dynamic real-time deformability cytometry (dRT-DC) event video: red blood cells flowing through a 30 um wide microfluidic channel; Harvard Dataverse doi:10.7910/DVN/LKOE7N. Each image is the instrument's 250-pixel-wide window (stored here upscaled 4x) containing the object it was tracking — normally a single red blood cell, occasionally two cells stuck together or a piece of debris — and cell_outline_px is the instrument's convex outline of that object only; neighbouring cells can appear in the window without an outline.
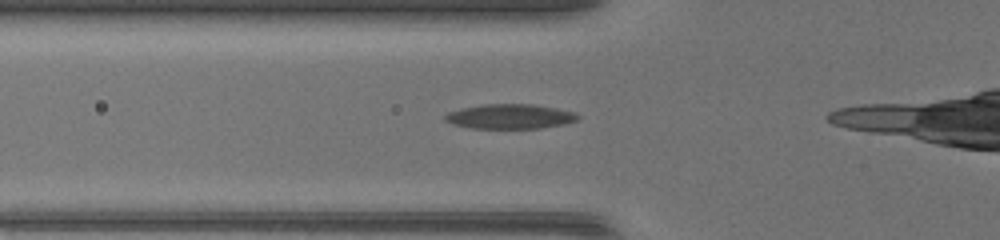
{"species": "common noctule bat (a hibernating species)", "species_latin": "Nyctalus noctula", "temperature_condition": "warm", "stored_images_in_passage": 15, "camera_frame_rate_fps": 3000, "um_per_image_px": 0.085, "animal": {"sex": "female", "body_mass_g": 17.0, "forearm_length_mm": 48.0}, "frame": {"image": 1, "passage_image": 8, "time_ms": 2.333, "image_size_px": [1000, 240], "cell_outline_px": [[580, 116], [576, 120], [560, 124], [540, 128], [476, 128], [456, 124], [444, 120], [444, 116], [448, 112], [464, 108], [484, 104], [528, 104], [552, 108], [572, 112]], "centroid_in_image_um": [43.31, 9.9], "position_along_channel_um": 82.5, "area_um2": 18.44}}
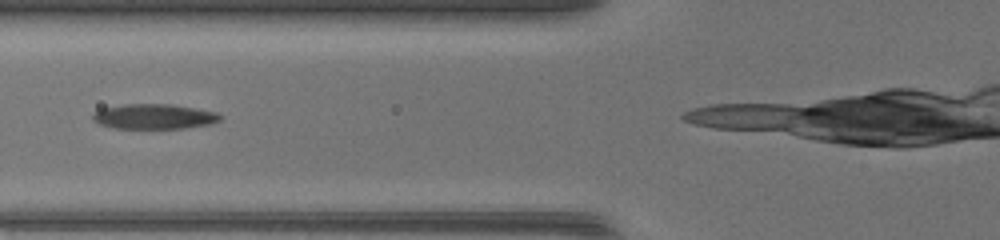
{"frame": {"image": 2, "passage_image": 10, "time_ms": 3.0, "image_size_px": [1000, 240], "cell_outline_px": [[220, 120], [208, 124], [184, 128], [116, 128], [100, 124], [92, 120], [92, 116], [96, 112], [104, 108], [124, 104], [172, 104], [216, 112], [220, 116]], "centroid_in_image_um": [13.08, 9.9], "position_along_channel_um": 112.7, "area_um2": 18.26}}
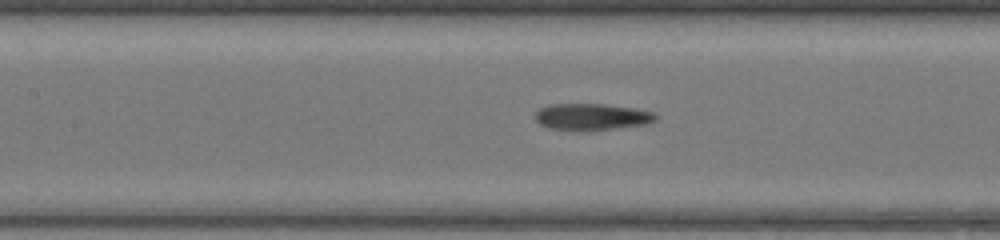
{"frame": {"image": 3, "passage_image": 13, "time_ms": 4.0, "image_size_px": [1000, 240], "cell_outline_px": [[656, 116], [652, 120], [644, 124], [608, 128], [552, 128], [540, 124], [536, 120], [536, 112], [540, 108], [552, 104], [604, 104], [632, 108], [652, 112]], "centroid_in_image_um": [50.25, 9.88], "position_along_channel_um": 157.2, "area_um2": 17.4}}